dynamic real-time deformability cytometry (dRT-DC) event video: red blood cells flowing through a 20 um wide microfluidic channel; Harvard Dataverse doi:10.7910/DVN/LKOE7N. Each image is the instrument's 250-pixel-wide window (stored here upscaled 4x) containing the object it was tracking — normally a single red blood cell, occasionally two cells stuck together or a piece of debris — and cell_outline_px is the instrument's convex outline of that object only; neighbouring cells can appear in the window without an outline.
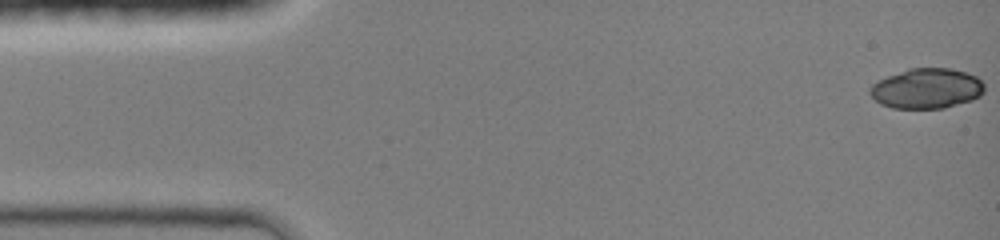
{"species": "common noctule bat (a hibernating species)", "species_latin": "Nyctalus noctula", "temperature_condition": "room temperature", "stored_images_in_passage": 13, "camera_frame_rate_fps": 3000, "um_per_image_px": 0.085, "animal": {"sex": "female", "body_mass_g": 19.0, "forearm_length_mm": 51.5}, "frame": {"image": 1, "passage_image": 1, "time_ms": 0.0, "image_size_px": [1000, 240], "cell_outline_px": [[984, 92], [980, 96], [972, 100], [944, 108], [892, 108], [880, 104], [868, 92], [868, 88], [872, 84], [888, 76], [908, 68], [952, 68], [976, 76], [984, 84]], "centroid_in_image_um": [78.77, 7.52], "position_along_channel_um": 6.2, "area_um2": 26.82}}
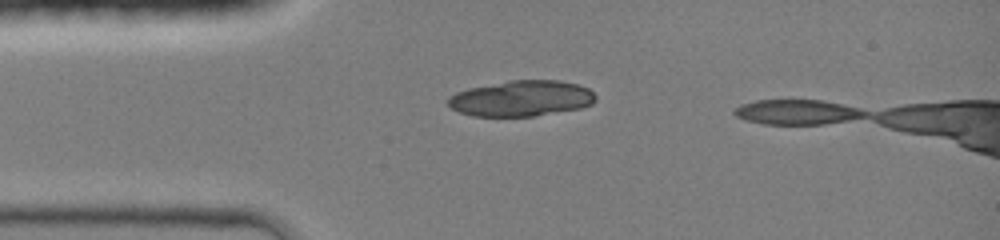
{"frame": {"image": 2, "passage_image": 11, "time_ms": 3.333, "image_size_px": [1000, 240], "cell_outline_px": [[596, 100], [592, 104], [580, 108], [532, 116], [472, 116], [460, 112], [452, 108], [448, 104], [448, 96], [456, 92], [468, 88], [508, 80], [560, 80], [576, 84], [588, 88], [596, 96]], "centroid_in_image_um": [44.3, 8.35], "position_along_channel_um": 40.7, "area_um2": 30.75}}